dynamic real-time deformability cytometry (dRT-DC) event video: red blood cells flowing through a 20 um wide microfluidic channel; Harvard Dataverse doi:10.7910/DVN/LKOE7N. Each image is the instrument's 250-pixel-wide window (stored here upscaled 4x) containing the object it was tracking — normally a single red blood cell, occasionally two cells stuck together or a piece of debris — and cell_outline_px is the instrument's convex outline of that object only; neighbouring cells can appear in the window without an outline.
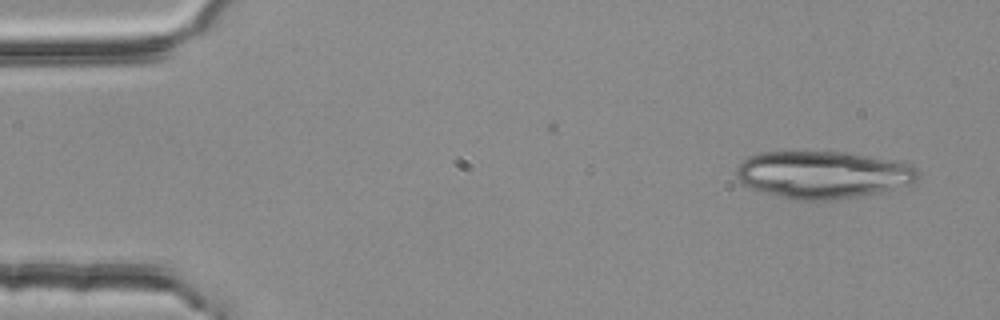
{"species": "common noctule bat (a hibernating species)", "species_latin": "Nyctalus noctula", "temperature_condition": "room temperature", "stored_images_in_passage": 5, "camera_frame_rate_fps": 3000, "um_per_image_px": 0.085, "animal": {"sex": "female", "body_mass_g": 25.1}, "frame": {"image": 1, "passage_image": 1, "time_ms": 0.0, "image_size_px": [1000, 320], "cell_outline_px": [[920, 176], [916, 180], [908, 184], [880, 192], [840, 200], [792, 200], [752, 188], [744, 184], [736, 176], [736, 168], [748, 156], [760, 152], [848, 152], [896, 160], [912, 164], [920, 172]], "centroid_in_image_um": [69.99, 14.84], "position_along_channel_um": 15.0, "area_um2": 50.34}}